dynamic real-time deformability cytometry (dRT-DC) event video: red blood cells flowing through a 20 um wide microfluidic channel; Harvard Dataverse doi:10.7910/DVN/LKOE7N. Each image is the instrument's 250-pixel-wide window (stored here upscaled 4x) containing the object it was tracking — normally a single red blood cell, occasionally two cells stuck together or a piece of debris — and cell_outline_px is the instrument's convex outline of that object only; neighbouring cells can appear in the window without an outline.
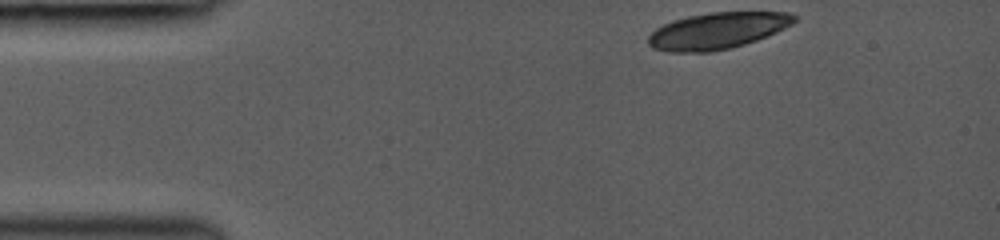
{"species": "common noctule bat (a hibernating species)", "species_latin": "Nyctalus noctula", "temperature_condition": "room temperature", "stored_images_in_passage": 37, "camera_frame_rate_fps": 3000, "um_per_image_px": 0.085, "animal": {"sex": "female", "body_mass_g": 19.0, "forearm_length_mm": 53.3}, "frame": {"image": 1, "passage_image": 1, "time_ms": 0.0, "image_size_px": [1000, 240], "cell_outline_px": [[796, 20], [792, 24], [776, 32], [756, 40], [744, 44], [712, 52], [668, 52], [652, 48], [648, 44], [648, 36], [656, 28], [672, 20], [688, 16], [708, 12], [788, 12], [796, 16]], "centroid_in_image_um": [60.95, 2.61], "position_along_channel_um": 24.1, "area_um2": 30.98}}